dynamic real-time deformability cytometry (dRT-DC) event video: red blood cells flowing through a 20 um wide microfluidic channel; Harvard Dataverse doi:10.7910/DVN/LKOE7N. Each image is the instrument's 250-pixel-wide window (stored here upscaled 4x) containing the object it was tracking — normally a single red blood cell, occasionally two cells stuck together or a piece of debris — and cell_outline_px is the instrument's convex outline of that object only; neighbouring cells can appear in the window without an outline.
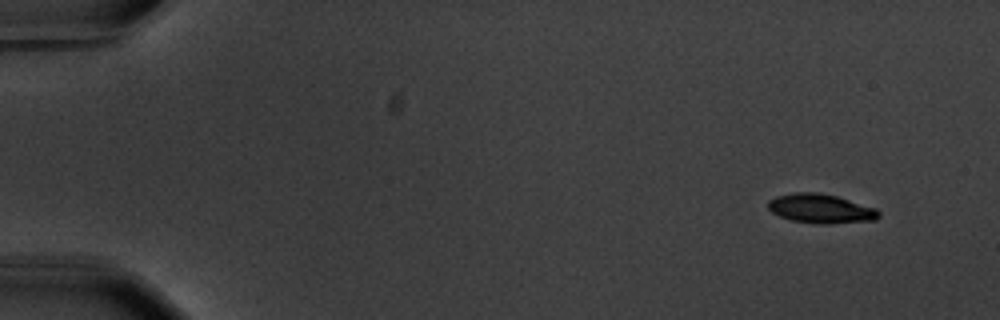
{"species": "common noctule bat (a hibernating species)", "species_latin": "Nyctalus noctula", "temperature_condition": "warm", "stored_images_in_passage": 5, "camera_frame_rate_fps": 3000, "um_per_image_px": 0.085, "animal": {"sex": "male", "body_mass_g": 20.1, "forearm_length_mm": 53.5}, "frame": {"image": 1, "passage_image": 1, "time_ms": 0.0, "image_size_px": [1000, 320], "cell_outline_px": [[880, 216], [876, 220], [828, 224], [820, 224], [792, 220], [780, 216], [772, 212], [768, 208], [768, 200], [776, 196], [792, 192], [816, 192], [836, 196], [876, 208], [880, 212]], "centroid_in_image_um": [69.77, 17.73], "position_along_channel_um": 15.2, "area_um2": 18.84}}